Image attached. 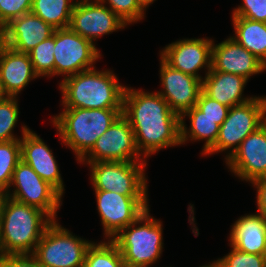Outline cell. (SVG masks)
Here are the masks:
<instances>
[{
  "instance_id": "cell-42",
  "label": "cell",
  "mask_w": 266,
  "mask_h": 267,
  "mask_svg": "<svg viewBox=\"0 0 266 267\" xmlns=\"http://www.w3.org/2000/svg\"><path fill=\"white\" fill-rule=\"evenodd\" d=\"M3 256H4V254H3L2 249H1V246H0V261L3 258Z\"/></svg>"
},
{
  "instance_id": "cell-21",
  "label": "cell",
  "mask_w": 266,
  "mask_h": 267,
  "mask_svg": "<svg viewBox=\"0 0 266 267\" xmlns=\"http://www.w3.org/2000/svg\"><path fill=\"white\" fill-rule=\"evenodd\" d=\"M202 91L211 99L228 106L247 103L254 97L243 98V91L248 80L243 76L211 70L203 77Z\"/></svg>"
},
{
  "instance_id": "cell-34",
  "label": "cell",
  "mask_w": 266,
  "mask_h": 267,
  "mask_svg": "<svg viewBox=\"0 0 266 267\" xmlns=\"http://www.w3.org/2000/svg\"><path fill=\"white\" fill-rule=\"evenodd\" d=\"M196 107L211 119H226L229 108L217 100L211 99L203 91L200 92Z\"/></svg>"
},
{
  "instance_id": "cell-37",
  "label": "cell",
  "mask_w": 266,
  "mask_h": 267,
  "mask_svg": "<svg viewBox=\"0 0 266 267\" xmlns=\"http://www.w3.org/2000/svg\"><path fill=\"white\" fill-rule=\"evenodd\" d=\"M8 198H9V196H8L7 190L0 188V222L2 220L4 208H5V205H6Z\"/></svg>"
},
{
  "instance_id": "cell-38",
  "label": "cell",
  "mask_w": 266,
  "mask_h": 267,
  "mask_svg": "<svg viewBox=\"0 0 266 267\" xmlns=\"http://www.w3.org/2000/svg\"><path fill=\"white\" fill-rule=\"evenodd\" d=\"M138 5L145 11V9L151 5V3L153 4V2L155 0H136Z\"/></svg>"
},
{
  "instance_id": "cell-11",
  "label": "cell",
  "mask_w": 266,
  "mask_h": 267,
  "mask_svg": "<svg viewBox=\"0 0 266 267\" xmlns=\"http://www.w3.org/2000/svg\"><path fill=\"white\" fill-rule=\"evenodd\" d=\"M95 195L104 235L109 240L149 208L148 195H120L103 190H95Z\"/></svg>"
},
{
  "instance_id": "cell-27",
  "label": "cell",
  "mask_w": 266,
  "mask_h": 267,
  "mask_svg": "<svg viewBox=\"0 0 266 267\" xmlns=\"http://www.w3.org/2000/svg\"><path fill=\"white\" fill-rule=\"evenodd\" d=\"M21 160L20 140L0 142V188L10 193L13 172Z\"/></svg>"
},
{
  "instance_id": "cell-39",
  "label": "cell",
  "mask_w": 266,
  "mask_h": 267,
  "mask_svg": "<svg viewBox=\"0 0 266 267\" xmlns=\"http://www.w3.org/2000/svg\"><path fill=\"white\" fill-rule=\"evenodd\" d=\"M5 25L0 21V46L4 44Z\"/></svg>"
},
{
  "instance_id": "cell-4",
  "label": "cell",
  "mask_w": 266,
  "mask_h": 267,
  "mask_svg": "<svg viewBox=\"0 0 266 267\" xmlns=\"http://www.w3.org/2000/svg\"><path fill=\"white\" fill-rule=\"evenodd\" d=\"M52 221L42 210L8 198L0 222L3 254H32Z\"/></svg>"
},
{
  "instance_id": "cell-9",
  "label": "cell",
  "mask_w": 266,
  "mask_h": 267,
  "mask_svg": "<svg viewBox=\"0 0 266 267\" xmlns=\"http://www.w3.org/2000/svg\"><path fill=\"white\" fill-rule=\"evenodd\" d=\"M8 193L9 198L45 212L52 220L57 217L62 195L48 182L44 181L27 163L20 160L13 172Z\"/></svg>"
},
{
  "instance_id": "cell-26",
  "label": "cell",
  "mask_w": 266,
  "mask_h": 267,
  "mask_svg": "<svg viewBox=\"0 0 266 267\" xmlns=\"http://www.w3.org/2000/svg\"><path fill=\"white\" fill-rule=\"evenodd\" d=\"M83 267H125L122 254L111 241L93 242L88 248Z\"/></svg>"
},
{
  "instance_id": "cell-7",
  "label": "cell",
  "mask_w": 266,
  "mask_h": 267,
  "mask_svg": "<svg viewBox=\"0 0 266 267\" xmlns=\"http://www.w3.org/2000/svg\"><path fill=\"white\" fill-rule=\"evenodd\" d=\"M265 122L266 96H255L247 103L229 108L226 119L219 127L216 143L206 155L230 149L225 157L227 160L239 148L241 142Z\"/></svg>"
},
{
  "instance_id": "cell-29",
  "label": "cell",
  "mask_w": 266,
  "mask_h": 267,
  "mask_svg": "<svg viewBox=\"0 0 266 267\" xmlns=\"http://www.w3.org/2000/svg\"><path fill=\"white\" fill-rule=\"evenodd\" d=\"M16 98L7 96L0 100V142L20 140L12 133L20 113Z\"/></svg>"
},
{
  "instance_id": "cell-18",
  "label": "cell",
  "mask_w": 266,
  "mask_h": 267,
  "mask_svg": "<svg viewBox=\"0 0 266 267\" xmlns=\"http://www.w3.org/2000/svg\"><path fill=\"white\" fill-rule=\"evenodd\" d=\"M212 68L215 71L243 76L249 80L253 74L266 70V65L232 37L212 46Z\"/></svg>"
},
{
  "instance_id": "cell-36",
  "label": "cell",
  "mask_w": 266,
  "mask_h": 267,
  "mask_svg": "<svg viewBox=\"0 0 266 267\" xmlns=\"http://www.w3.org/2000/svg\"><path fill=\"white\" fill-rule=\"evenodd\" d=\"M251 183L257 189L258 212L266 219V178L257 179Z\"/></svg>"
},
{
  "instance_id": "cell-24",
  "label": "cell",
  "mask_w": 266,
  "mask_h": 267,
  "mask_svg": "<svg viewBox=\"0 0 266 267\" xmlns=\"http://www.w3.org/2000/svg\"><path fill=\"white\" fill-rule=\"evenodd\" d=\"M232 22V38L266 65V23L243 17H232Z\"/></svg>"
},
{
  "instance_id": "cell-17",
  "label": "cell",
  "mask_w": 266,
  "mask_h": 267,
  "mask_svg": "<svg viewBox=\"0 0 266 267\" xmlns=\"http://www.w3.org/2000/svg\"><path fill=\"white\" fill-rule=\"evenodd\" d=\"M22 137L21 160L46 182L52 185L61 195L64 193L63 180L53 152L46 143L33 131L26 127L21 128Z\"/></svg>"
},
{
  "instance_id": "cell-30",
  "label": "cell",
  "mask_w": 266,
  "mask_h": 267,
  "mask_svg": "<svg viewBox=\"0 0 266 267\" xmlns=\"http://www.w3.org/2000/svg\"><path fill=\"white\" fill-rule=\"evenodd\" d=\"M231 247L227 255L217 260L222 267H266V255L246 253Z\"/></svg>"
},
{
  "instance_id": "cell-13",
  "label": "cell",
  "mask_w": 266,
  "mask_h": 267,
  "mask_svg": "<svg viewBox=\"0 0 266 267\" xmlns=\"http://www.w3.org/2000/svg\"><path fill=\"white\" fill-rule=\"evenodd\" d=\"M127 24L100 1L77 2L73 8L69 28L92 43L105 34L123 29Z\"/></svg>"
},
{
  "instance_id": "cell-20",
  "label": "cell",
  "mask_w": 266,
  "mask_h": 267,
  "mask_svg": "<svg viewBox=\"0 0 266 267\" xmlns=\"http://www.w3.org/2000/svg\"><path fill=\"white\" fill-rule=\"evenodd\" d=\"M38 77L29 54L18 52L5 44L0 46V80L7 96H18L31 80Z\"/></svg>"
},
{
  "instance_id": "cell-35",
  "label": "cell",
  "mask_w": 266,
  "mask_h": 267,
  "mask_svg": "<svg viewBox=\"0 0 266 267\" xmlns=\"http://www.w3.org/2000/svg\"><path fill=\"white\" fill-rule=\"evenodd\" d=\"M0 267H43L32 254L4 255Z\"/></svg>"
},
{
  "instance_id": "cell-6",
  "label": "cell",
  "mask_w": 266,
  "mask_h": 267,
  "mask_svg": "<svg viewBox=\"0 0 266 267\" xmlns=\"http://www.w3.org/2000/svg\"><path fill=\"white\" fill-rule=\"evenodd\" d=\"M92 243L71 234L53 220L32 255L43 267H83L86 252Z\"/></svg>"
},
{
  "instance_id": "cell-19",
  "label": "cell",
  "mask_w": 266,
  "mask_h": 267,
  "mask_svg": "<svg viewBox=\"0 0 266 267\" xmlns=\"http://www.w3.org/2000/svg\"><path fill=\"white\" fill-rule=\"evenodd\" d=\"M55 29L32 12L12 19L5 25L4 44L23 53H29L45 39L51 37Z\"/></svg>"
},
{
  "instance_id": "cell-8",
  "label": "cell",
  "mask_w": 266,
  "mask_h": 267,
  "mask_svg": "<svg viewBox=\"0 0 266 267\" xmlns=\"http://www.w3.org/2000/svg\"><path fill=\"white\" fill-rule=\"evenodd\" d=\"M94 190L120 195H147L146 161L88 163Z\"/></svg>"
},
{
  "instance_id": "cell-14",
  "label": "cell",
  "mask_w": 266,
  "mask_h": 267,
  "mask_svg": "<svg viewBox=\"0 0 266 267\" xmlns=\"http://www.w3.org/2000/svg\"><path fill=\"white\" fill-rule=\"evenodd\" d=\"M213 40L206 38L183 39L167 45L160 57L172 68L203 80L199 70L212 67Z\"/></svg>"
},
{
  "instance_id": "cell-10",
  "label": "cell",
  "mask_w": 266,
  "mask_h": 267,
  "mask_svg": "<svg viewBox=\"0 0 266 267\" xmlns=\"http://www.w3.org/2000/svg\"><path fill=\"white\" fill-rule=\"evenodd\" d=\"M101 57L95 44L69 27L55 29L54 76L64 78L92 68Z\"/></svg>"
},
{
  "instance_id": "cell-43",
  "label": "cell",
  "mask_w": 266,
  "mask_h": 267,
  "mask_svg": "<svg viewBox=\"0 0 266 267\" xmlns=\"http://www.w3.org/2000/svg\"><path fill=\"white\" fill-rule=\"evenodd\" d=\"M89 1H92V0H79V2H89ZM93 1H99V0H93Z\"/></svg>"
},
{
  "instance_id": "cell-15",
  "label": "cell",
  "mask_w": 266,
  "mask_h": 267,
  "mask_svg": "<svg viewBox=\"0 0 266 267\" xmlns=\"http://www.w3.org/2000/svg\"><path fill=\"white\" fill-rule=\"evenodd\" d=\"M226 162L241 180L251 183L266 178V122L249 134Z\"/></svg>"
},
{
  "instance_id": "cell-33",
  "label": "cell",
  "mask_w": 266,
  "mask_h": 267,
  "mask_svg": "<svg viewBox=\"0 0 266 267\" xmlns=\"http://www.w3.org/2000/svg\"><path fill=\"white\" fill-rule=\"evenodd\" d=\"M243 4L234 8L232 17H243L266 23V0H243Z\"/></svg>"
},
{
  "instance_id": "cell-41",
  "label": "cell",
  "mask_w": 266,
  "mask_h": 267,
  "mask_svg": "<svg viewBox=\"0 0 266 267\" xmlns=\"http://www.w3.org/2000/svg\"><path fill=\"white\" fill-rule=\"evenodd\" d=\"M7 95L5 94L4 90H3V87H2V83H1V80H0V100L6 98Z\"/></svg>"
},
{
  "instance_id": "cell-23",
  "label": "cell",
  "mask_w": 266,
  "mask_h": 267,
  "mask_svg": "<svg viewBox=\"0 0 266 267\" xmlns=\"http://www.w3.org/2000/svg\"><path fill=\"white\" fill-rule=\"evenodd\" d=\"M185 116L190 118V128L187 130L184 119ZM225 119H211L204 116V113L200 111L196 106L187 110L180 116V141L181 144H185L189 138L190 140H205L202 154L206 153L215 145L219 127Z\"/></svg>"
},
{
  "instance_id": "cell-3",
  "label": "cell",
  "mask_w": 266,
  "mask_h": 267,
  "mask_svg": "<svg viewBox=\"0 0 266 267\" xmlns=\"http://www.w3.org/2000/svg\"><path fill=\"white\" fill-rule=\"evenodd\" d=\"M122 112L123 108H64L58 116L52 118V122L59 132V138L80 161Z\"/></svg>"
},
{
  "instance_id": "cell-2",
  "label": "cell",
  "mask_w": 266,
  "mask_h": 267,
  "mask_svg": "<svg viewBox=\"0 0 266 267\" xmlns=\"http://www.w3.org/2000/svg\"><path fill=\"white\" fill-rule=\"evenodd\" d=\"M64 108H123L125 88L110 70L95 68L64 78L59 84Z\"/></svg>"
},
{
  "instance_id": "cell-12",
  "label": "cell",
  "mask_w": 266,
  "mask_h": 267,
  "mask_svg": "<svg viewBox=\"0 0 266 267\" xmlns=\"http://www.w3.org/2000/svg\"><path fill=\"white\" fill-rule=\"evenodd\" d=\"M79 162L99 161L135 162L146 161L138 152L135 134L126 117L121 114L114 123L97 138L92 149Z\"/></svg>"
},
{
  "instance_id": "cell-16",
  "label": "cell",
  "mask_w": 266,
  "mask_h": 267,
  "mask_svg": "<svg viewBox=\"0 0 266 267\" xmlns=\"http://www.w3.org/2000/svg\"><path fill=\"white\" fill-rule=\"evenodd\" d=\"M160 65L163 91L158 93L168 102L171 110L181 116L196 106L202 91V80L172 68L161 57Z\"/></svg>"
},
{
  "instance_id": "cell-40",
  "label": "cell",
  "mask_w": 266,
  "mask_h": 267,
  "mask_svg": "<svg viewBox=\"0 0 266 267\" xmlns=\"http://www.w3.org/2000/svg\"><path fill=\"white\" fill-rule=\"evenodd\" d=\"M200 267H222V265L216 260V261H213V263H210L209 265H204Z\"/></svg>"
},
{
  "instance_id": "cell-25",
  "label": "cell",
  "mask_w": 266,
  "mask_h": 267,
  "mask_svg": "<svg viewBox=\"0 0 266 267\" xmlns=\"http://www.w3.org/2000/svg\"><path fill=\"white\" fill-rule=\"evenodd\" d=\"M33 0L31 12L54 29L67 28L76 1Z\"/></svg>"
},
{
  "instance_id": "cell-5",
  "label": "cell",
  "mask_w": 266,
  "mask_h": 267,
  "mask_svg": "<svg viewBox=\"0 0 266 267\" xmlns=\"http://www.w3.org/2000/svg\"><path fill=\"white\" fill-rule=\"evenodd\" d=\"M161 223L150 216L148 208L138 219L111 239L122 254L125 267L151 266L161 257L163 249Z\"/></svg>"
},
{
  "instance_id": "cell-31",
  "label": "cell",
  "mask_w": 266,
  "mask_h": 267,
  "mask_svg": "<svg viewBox=\"0 0 266 267\" xmlns=\"http://www.w3.org/2000/svg\"><path fill=\"white\" fill-rule=\"evenodd\" d=\"M103 4H109V8L127 25L140 21L145 12L136 0H99ZM107 1V2H106Z\"/></svg>"
},
{
  "instance_id": "cell-1",
  "label": "cell",
  "mask_w": 266,
  "mask_h": 267,
  "mask_svg": "<svg viewBox=\"0 0 266 267\" xmlns=\"http://www.w3.org/2000/svg\"><path fill=\"white\" fill-rule=\"evenodd\" d=\"M122 114L132 127L142 158L146 159L160 149L181 145L180 116L158 92L126 87Z\"/></svg>"
},
{
  "instance_id": "cell-32",
  "label": "cell",
  "mask_w": 266,
  "mask_h": 267,
  "mask_svg": "<svg viewBox=\"0 0 266 267\" xmlns=\"http://www.w3.org/2000/svg\"><path fill=\"white\" fill-rule=\"evenodd\" d=\"M33 0H0V21L7 25L12 19L31 12Z\"/></svg>"
},
{
  "instance_id": "cell-22",
  "label": "cell",
  "mask_w": 266,
  "mask_h": 267,
  "mask_svg": "<svg viewBox=\"0 0 266 267\" xmlns=\"http://www.w3.org/2000/svg\"><path fill=\"white\" fill-rule=\"evenodd\" d=\"M229 241L242 252L266 255V219L259 213L241 216L232 225Z\"/></svg>"
},
{
  "instance_id": "cell-28",
  "label": "cell",
  "mask_w": 266,
  "mask_h": 267,
  "mask_svg": "<svg viewBox=\"0 0 266 267\" xmlns=\"http://www.w3.org/2000/svg\"><path fill=\"white\" fill-rule=\"evenodd\" d=\"M54 52H55V31L53 35L29 52V57L35 73L40 76H54Z\"/></svg>"
}]
</instances>
